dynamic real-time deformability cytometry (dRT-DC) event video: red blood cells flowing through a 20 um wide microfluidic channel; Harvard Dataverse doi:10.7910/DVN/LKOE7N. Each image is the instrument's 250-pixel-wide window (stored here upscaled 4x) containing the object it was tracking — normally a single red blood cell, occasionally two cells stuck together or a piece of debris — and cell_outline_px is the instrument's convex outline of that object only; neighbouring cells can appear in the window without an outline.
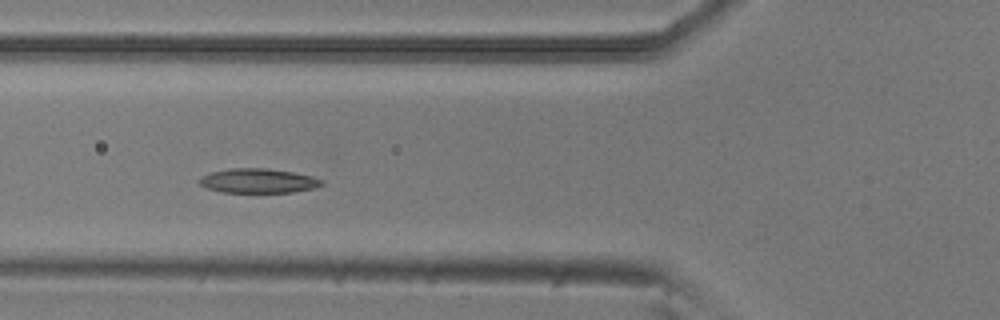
{"species": "common noctule bat (a hibernating species)", "species_latin": "Nyctalus noctula", "temperature_condition": "room temperature", "stored_images_in_passage": 6, "camera_frame_rate_fps": 3000, "um_per_image_px": 0.085, "animal": {"sex": "male", "body_mass_g": 20.5, "forearm_length_mm": 52.5}, "frame": {"image": 1, "passage_image": 4, "time_ms": 1.0, "image_size_px": [1000, 320], "cell_outline_px": [[324, 184], [312, 188], [292, 192], [224, 192], [208, 188], [200, 184], [196, 180], [212, 172], [232, 168], [264, 168], [292, 172], [312, 176], [324, 180]], "centroid_in_image_um": [21.96, 15.36], "position_along_channel_um": 103.8, "area_um2": 17.17}}
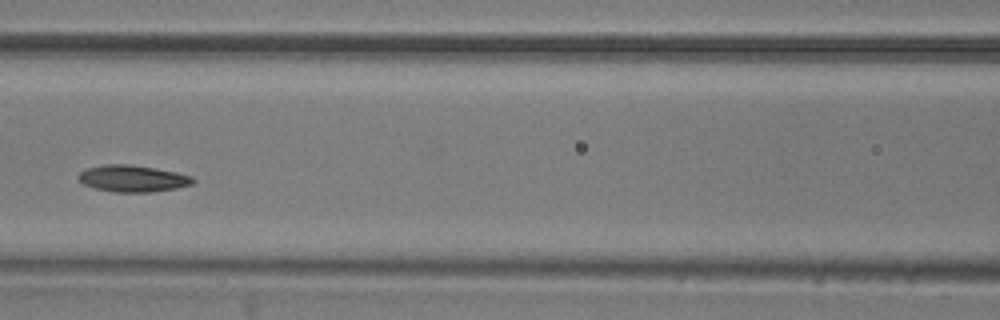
{"frame": {"image": 2, "passage_image": 5, "time_ms": 1.333, "image_size_px": [1000, 320], "cell_outline_px": [[196, 180], [192, 184], [176, 188], [152, 192], [112, 192], [96, 188], [84, 184], [76, 176], [84, 168], [104, 164], [132, 164], [156, 168], [176, 172], [192, 176]], "centroid_in_image_um": [11.27, 15.16], "position_along_channel_um": 155.3, "area_um2": 17.98}}
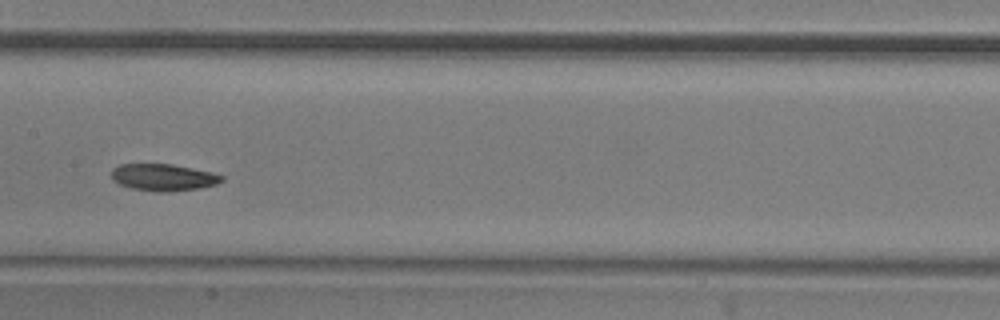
{"frame": {"image": 3, "passage_image": 6, "time_ms": 1.667, "image_size_px": [1000, 320], "cell_outline_px": [[224, 180], [216, 184], [200, 188], [168, 192], [156, 192], [132, 188], [120, 184], [112, 180], [112, 168], [120, 164], [172, 164], [212, 172], [224, 176]], "centroid_in_image_um": [13.89, 15.07], "position_along_channel_um": 193.5, "area_um2": 17.34}}